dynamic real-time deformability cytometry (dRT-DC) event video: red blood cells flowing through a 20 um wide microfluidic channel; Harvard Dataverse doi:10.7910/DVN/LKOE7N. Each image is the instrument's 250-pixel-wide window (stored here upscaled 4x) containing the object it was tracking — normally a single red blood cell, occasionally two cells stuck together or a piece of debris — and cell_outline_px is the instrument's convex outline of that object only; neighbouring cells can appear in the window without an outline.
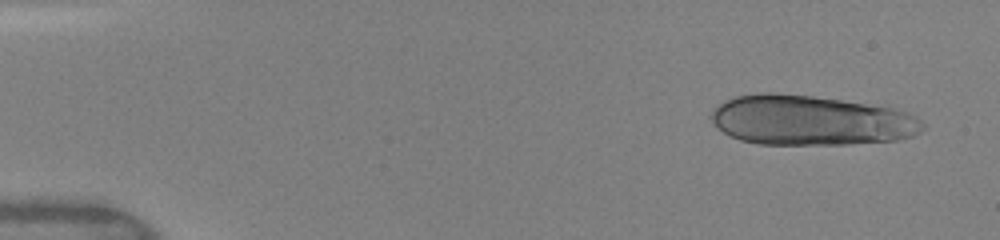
{"species": "human", "species_latin": "Homo sapiens", "temperature_condition": "warm", "stored_images_in_passage": 16, "camera_frame_rate_fps": 3000, "um_per_image_px": 0.085, "donor": {"sex": "female"}, "frame": {"image": 1, "passage_image": 3, "time_ms": 0.667, "image_size_px": [1000, 240], "cell_outline_px": [[924, 128], [920, 132], [912, 136], [896, 140], [848, 144], [760, 144], [740, 140], [724, 132], [708, 116], [724, 100], [732, 96], [760, 92], [772, 92], [812, 96], [896, 108], [908, 112], [916, 116], [924, 124]], "centroid_in_image_um": [68.91, 10.22], "position_along_channel_um": 16.1, "area_um2": 61.56}}